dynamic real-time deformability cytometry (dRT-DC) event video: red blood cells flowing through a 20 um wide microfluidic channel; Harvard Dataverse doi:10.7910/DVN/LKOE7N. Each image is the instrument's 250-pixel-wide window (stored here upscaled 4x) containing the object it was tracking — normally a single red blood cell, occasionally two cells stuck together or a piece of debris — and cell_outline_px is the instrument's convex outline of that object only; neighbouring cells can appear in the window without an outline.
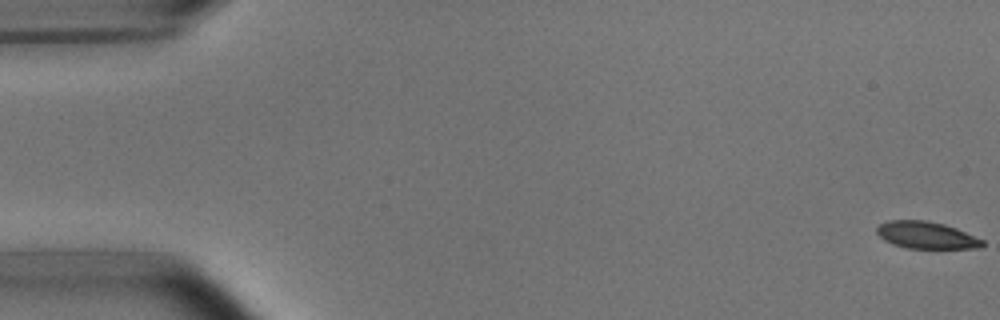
{"species": "common noctule bat (a hibernating species)", "species_latin": "Nyctalus noctula", "temperature_condition": "room temperature", "stored_images_in_passage": 6, "camera_frame_rate_fps": 3000, "um_per_image_px": 0.085, "animal": {"sex": "male", "body_mass_g": 15.6}, "frame": {"image": 1, "passage_image": 1, "time_ms": 0.0, "image_size_px": [1000, 320], "cell_outline_px": [[984, 244], [980, 248], [908, 248], [892, 244], [884, 240], [876, 232], [876, 228], [880, 224], [888, 220], [924, 220], [944, 224], [956, 228], [984, 240]], "centroid_in_image_um": [78.73, 19.98], "position_along_channel_um": 6.3, "area_um2": 16.59}}
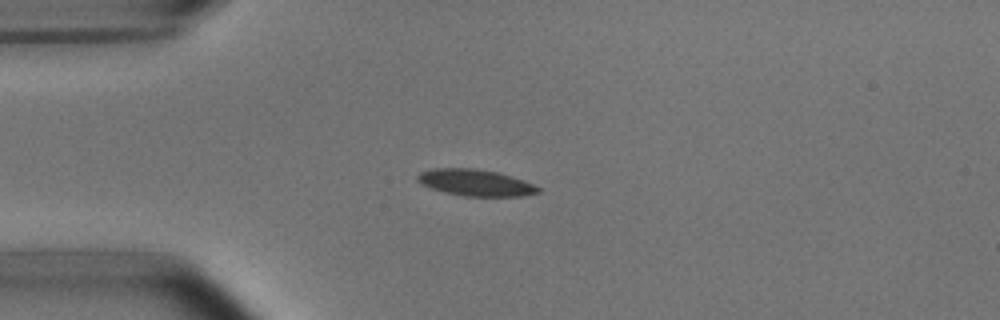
{"frame": {"image": 2, "passage_image": 4, "time_ms": 1.0, "image_size_px": [1000, 320], "cell_outline_px": [[540, 192], [524, 196], [464, 196], [444, 192], [432, 188], [416, 180], [416, 176], [420, 172], [432, 168], [476, 168], [496, 172], [532, 184], [540, 188]], "centroid_in_image_um": [40.38, 15.52], "position_along_channel_um": 44.6, "area_um2": 18.38}}
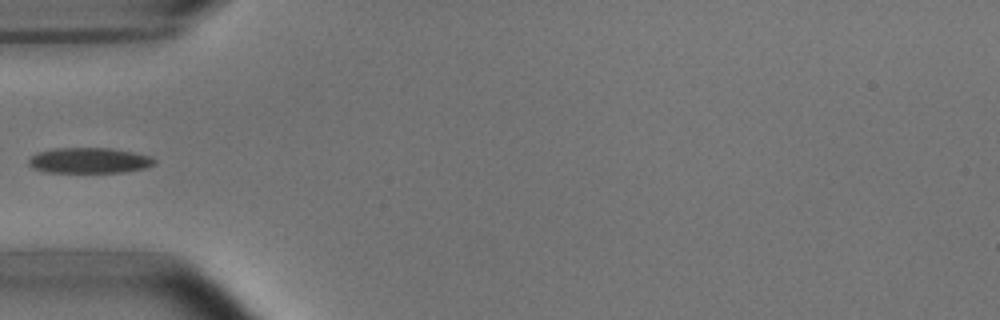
{"frame": {"image": 3, "passage_image": 5, "time_ms": 1.333, "image_size_px": [1000, 320], "cell_outline_px": [[156, 164], [144, 168], [124, 172], [44, 172], [28, 164], [28, 160], [36, 152], [56, 148], [108, 148], [132, 152], [152, 156], [156, 160]], "centroid_in_image_um": [7.6, 13.64], "position_along_channel_um": 77.4, "area_um2": 18.67}}